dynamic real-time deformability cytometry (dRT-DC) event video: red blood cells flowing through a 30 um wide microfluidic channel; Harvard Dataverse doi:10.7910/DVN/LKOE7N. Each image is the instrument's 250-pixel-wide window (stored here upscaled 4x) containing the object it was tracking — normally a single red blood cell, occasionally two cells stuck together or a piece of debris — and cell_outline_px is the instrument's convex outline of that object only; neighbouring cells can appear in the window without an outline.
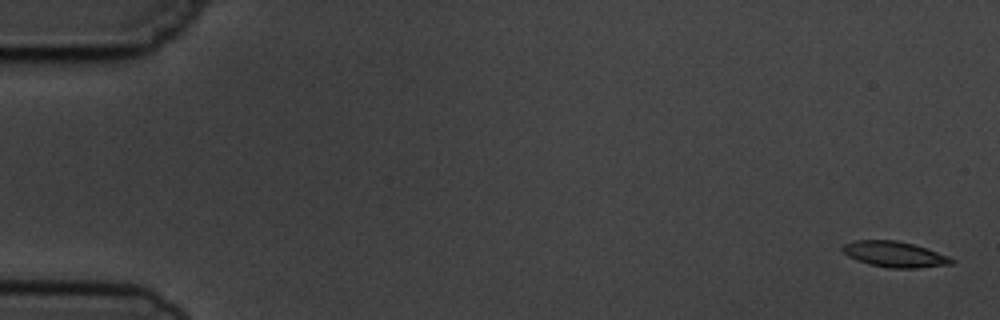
{"species": "common noctule bat (a hibernating species)", "species_latin": "Nyctalus noctula", "temperature_condition": "cold", "stored_images_in_passage": 6, "camera_frame_rate_fps": 3000, "um_per_image_px": 0.085, "animal": {"sex": "male", "body_mass_g": 19.5, "forearm_length_mm": 54.6}, "frame": {"image": 1, "passage_image": 1, "time_ms": 0.0, "image_size_px": [1000, 320], "cell_outline_px": [[956, 260], [952, 264], [916, 268], [884, 268], [868, 264], [856, 260], [848, 256], [840, 248], [844, 244], [856, 240], [896, 240], [912, 244], [948, 256]], "centroid_in_image_um": [76.0, 21.62], "position_along_channel_um": 9.0, "area_um2": 16.3}}
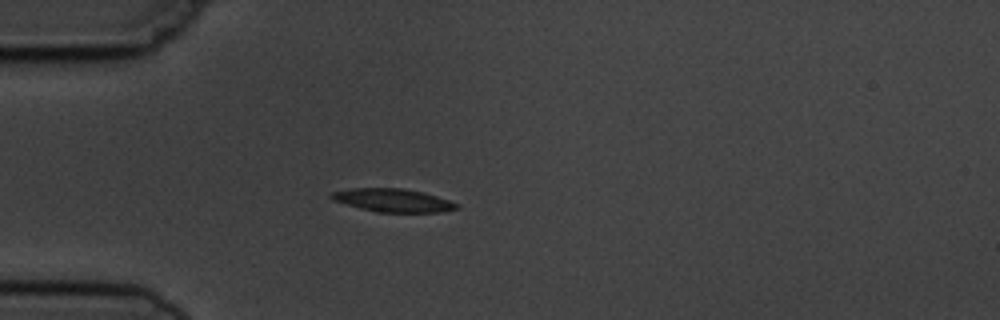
{"frame": {"image": 2, "passage_image": 5, "time_ms": 4.667, "image_size_px": [1000, 320], "cell_outline_px": [[460, 208], [444, 212], [376, 212], [360, 208], [332, 200], [328, 196], [332, 192], [352, 188], [404, 188], [424, 192], [460, 204]], "centroid_in_image_um": [33.42, 17.02], "position_along_channel_um": 51.6, "area_um2": 17.05}}